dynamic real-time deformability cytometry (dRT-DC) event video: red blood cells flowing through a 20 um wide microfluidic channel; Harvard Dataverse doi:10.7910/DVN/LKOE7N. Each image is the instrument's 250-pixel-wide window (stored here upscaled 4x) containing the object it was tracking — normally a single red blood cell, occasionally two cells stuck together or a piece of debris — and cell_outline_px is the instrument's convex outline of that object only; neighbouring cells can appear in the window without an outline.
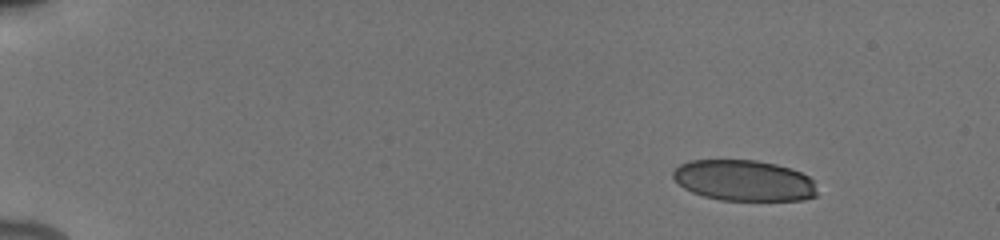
{"species": "human", "species_latin": "Homo sapiens", "temperature_condition": "cold", "stored_images_in_passage": 48, "camera_frame_rate_fps": 3000, "um_per_image_px": 0.085, "donor": {"sex": "male"}, "frame": {"image": 1, "passage_image": 1, "time_ms": 0.0, "image_size_px": [1000, 240], "cell_outline_px": [[816, 196], [804, 200], [720, 200], [704, 196], [692, 192], [684, 188], [672, 176], [672, 172], [680, 164], [692, 160], [756, 160], [776, 164], [792, 168], [808, 176], [812, 180], [816, 192]], "centroid_in_image_um": [63.23, 15.34], "position_along_channel_um": 21.8, "area_um2": 34.28}}
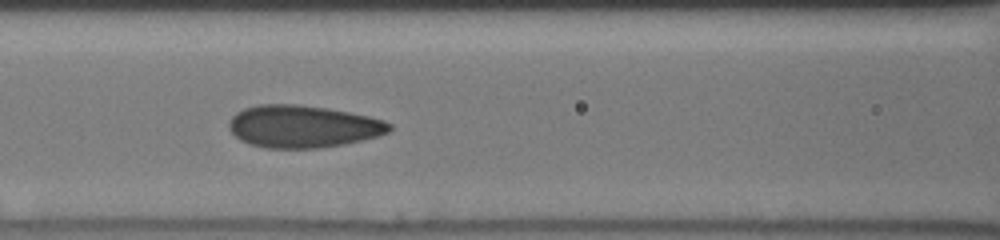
{"frame": {"image": 2, "passage_image": 20, "time_ms": 6.333, "image_size_px": [1000, 240], "cell_outline_px": [[392, 128], [388, 132], [376, 136], [344, 144], [316, 148], [268, 148], [248, 144], [240, 140], [228, 128], [228, 124], [232, 116], [236, 112], [244, 108], [260, 104], [296, 104], [328, 108], [368, 116], [384, 120], [392, 124]], "centroid_in_image_um": [25.72, 10.74], "position_along_channel_um": 140.9, "area_um2": 39.54}}
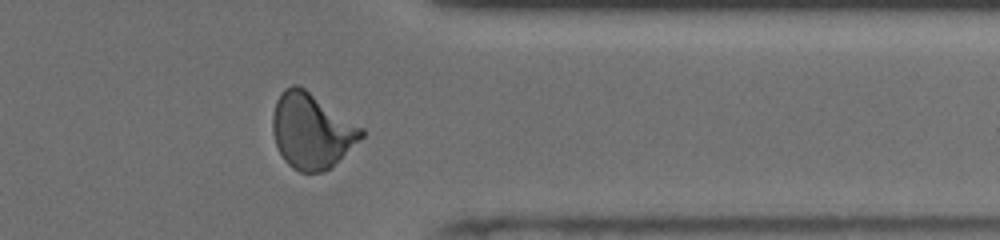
{"frame": {"image": 3, "passage_image": 39, "time_ms": 12.667, "image_size_px": [1000, 240], "cell_outline_px": [[364, 136], [328, 168], [320, 172], [300, 172], [292, 168], [284, 160], [276, 144], [272, 132], [272, 116], [276, 100], [284, 88], [292, 84], [296, 84], [304, 88], [364, 128]], "centroid_in_image_um": [26.45, 11.1], "position_along_channel_um": 384.9, "area_um2": 38.55}, "authors_computed_cell_mechanics": {"area_um2": 37.4833, "velocity_mm_per_s": 3.9161, "shape_relaxation_time_tau1_ms": 8.4666, "shape_relaxation_time_tau2_ms": 0.8156, "deformation_change_tau1": 0.2043, "deformation_change_tau2": 0.0644}}